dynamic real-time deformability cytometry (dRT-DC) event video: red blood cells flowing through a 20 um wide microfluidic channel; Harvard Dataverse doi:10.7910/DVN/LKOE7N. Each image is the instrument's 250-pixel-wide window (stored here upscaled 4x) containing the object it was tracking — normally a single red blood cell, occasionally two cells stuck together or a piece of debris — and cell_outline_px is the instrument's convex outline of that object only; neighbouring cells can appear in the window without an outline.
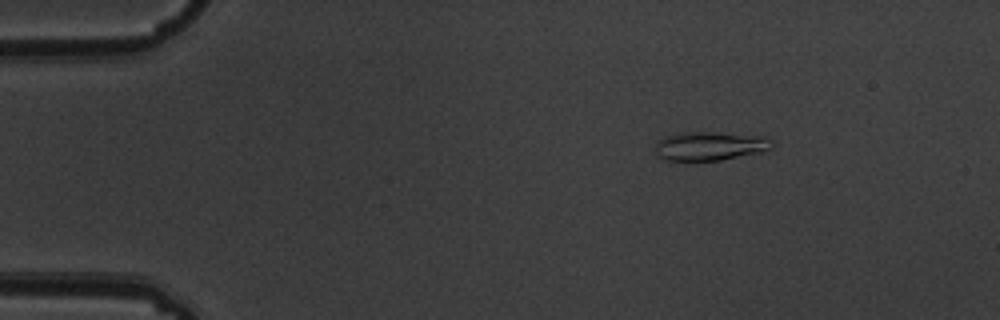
{"species": "common noctule bat (a hibernating species)", "species_latin": "Nyctalus noctula", "temperature_condition": "warm", "stored_images_in_passage": 4, "camera_frame_rate_fps": 3000, "um_per_image_px": 0.085, "animal": {"sex": "male", "body_mass_g": 19.5, "forearm_length_mm": 54.6}, "frame": {"image": 1, "passage_image": 2, "time_ms": 0.333, "image_size_px": [1000, 320], "cell_outline_px": [[772, 148], [764, 152], [720, 160], [664, 160], [656, 156], [656, 140], [664, 136], [680, 132], [716, 132], [764, 136], [772, 140]], "centroid_in_image_um": [60.33, 12.4], "position_along_channel_um": 24.7, "area_um2": 19.88}}